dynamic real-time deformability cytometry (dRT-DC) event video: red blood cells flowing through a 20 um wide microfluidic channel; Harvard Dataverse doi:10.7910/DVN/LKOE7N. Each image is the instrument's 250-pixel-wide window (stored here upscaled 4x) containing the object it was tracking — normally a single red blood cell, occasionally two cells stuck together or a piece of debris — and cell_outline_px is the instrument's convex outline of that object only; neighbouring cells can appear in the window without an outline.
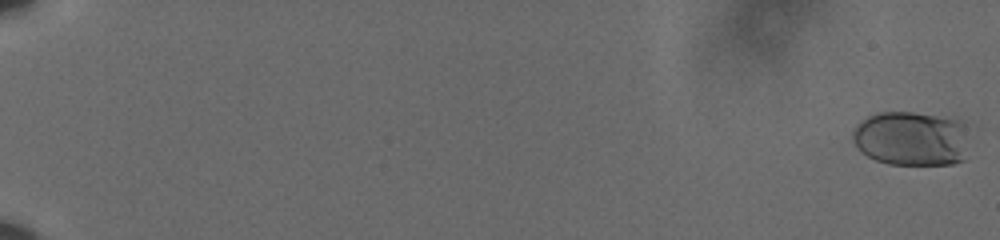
{"species": "human", "species_latin": "Homo sapiens", "temperature_condition": "cold", "stored_images_in_passage": 62, "camera_frame_rate_fps": 3000, "um_per_image_px": 0.085, "donor": {"sex": "male"}, "frame": {"image": 1, "passage_image": 1, "time_ms": 0.0, "image_size_px": [1000, 240], "cell_outline_px": [[964, 160], [952, 164], [888, 164], [876, 160], [860, 152], [852, 140], [852, 132], [856, 124], [860, 120], [876, 112], [912, 112], [956, 116], [964, 120]], "centroid_in_image_um": [77.43, 11.74], "position_along_channel_um": 7.6, "area_um2": 37.57}}
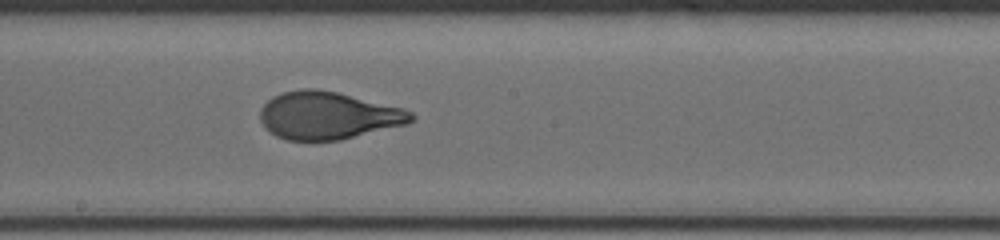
{"frame": {"image": 2, "passage_image": 38, "time_ms": 12.333, "image_size_px": [1000, 240], "cell_outline_px": [[416, 116], [408, 124], [340, 140], [284, 140], [276, 136], [260, 120], [260, 108], [272, 96], [284, 92], [304, 88], [316, 88], [336, 92], [404, 108], [412, 112]], "centroid_in_image_um": [27.9, 9.81], "position_along_channel_um": 220.3, "area_um2": 41.79}}
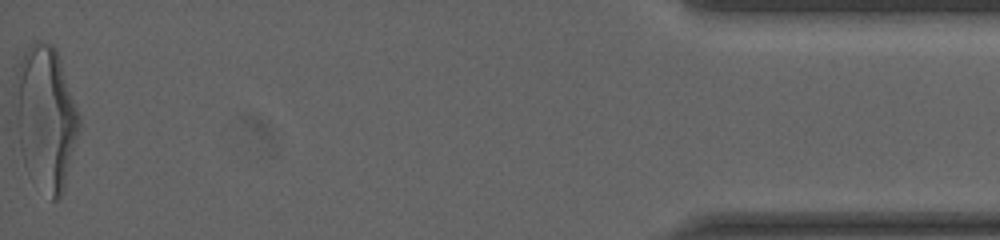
{"frame": {"image": 3, "passage_image": 62, "time_ms": 20.333, "image_size_px": [1000, 240], "cell_outline_px": [[80, 132], [64, 192], [56, 200], [52, 200], [24, 164], [20, 148], [16, 128], [12, 100], [12, 88], [16, 72], [20, 60], [24, 52], [36, 40], [40, 40], [52, 44], [56, 48], [80, 116]], "centroid_in_image_um": [3.87, 9.96], "position_along_channel_um": 431.3, "area_um2": 54.27}, "authors_computed_cell_mechanics": {"area_um2": 41.3559, "velocity_mm_per_s": 3.6056, "shape_relaxation_time_tau1_ms": 3.9066, "shape_relaxation_time_tau2_ms": null, "deformation_change_tau1": 0.1854, "deformation_change_tau2": null}}